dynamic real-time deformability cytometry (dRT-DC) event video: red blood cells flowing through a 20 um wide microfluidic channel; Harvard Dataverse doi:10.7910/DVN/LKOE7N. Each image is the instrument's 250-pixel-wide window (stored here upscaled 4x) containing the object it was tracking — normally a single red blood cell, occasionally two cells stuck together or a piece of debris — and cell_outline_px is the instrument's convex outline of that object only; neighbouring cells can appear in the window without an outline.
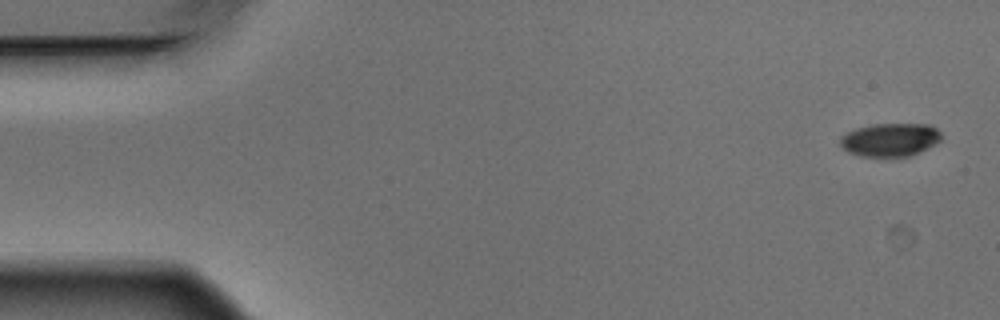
{"species": "Egyptian fruit bat (a non-hibernating species)", "species_latin": "Rousettus aegyptiacus", "temperature_condition": "warm", "stored_images_in_passage": 4, "camera_frame_rate_fps": 3000, "um_per_image_px": 0.085, "animal": {"sex": "male"}, "frame": {"image": 1, "passage_image": 1, "time_ms": 0.0, "image_size_px": [1000, 320], "cell_outline_px": [[940, 140], [936, 144], [908, 156], [860, 156], [848, 152], [840, 144], [840, 136], [856, 128], [872, 124], [932, 124], [940, 132]], "centroid_in_image_um": [75.65, 11.86], "position_along_channel_um": 9.4, "area_um2": 19.48}}
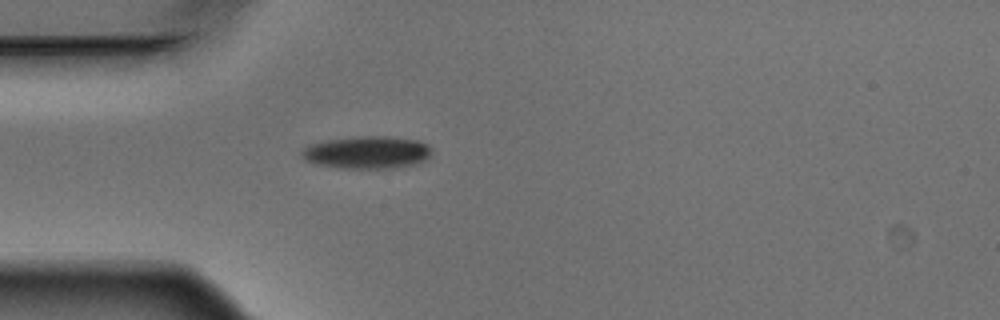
{"frame": {"image": 2, "passage_image": 4, "time_ms": 1.0, "image_size_px": [1000, 320], "cell_outline_px": [[432, 156], [428, 160], [420, 164], [400, 168], [340, 168], [316, 164], [304, 160], [300, 156], [300, 152], [308, 144], [328, 140], [360, 136], [388, 136], [416, 140], [428, 144], [432, 148]], "centroid_in_image_um": [31.26, 12.97], "position_along_channel_um": 53.7, "area_um2": 25.2}}